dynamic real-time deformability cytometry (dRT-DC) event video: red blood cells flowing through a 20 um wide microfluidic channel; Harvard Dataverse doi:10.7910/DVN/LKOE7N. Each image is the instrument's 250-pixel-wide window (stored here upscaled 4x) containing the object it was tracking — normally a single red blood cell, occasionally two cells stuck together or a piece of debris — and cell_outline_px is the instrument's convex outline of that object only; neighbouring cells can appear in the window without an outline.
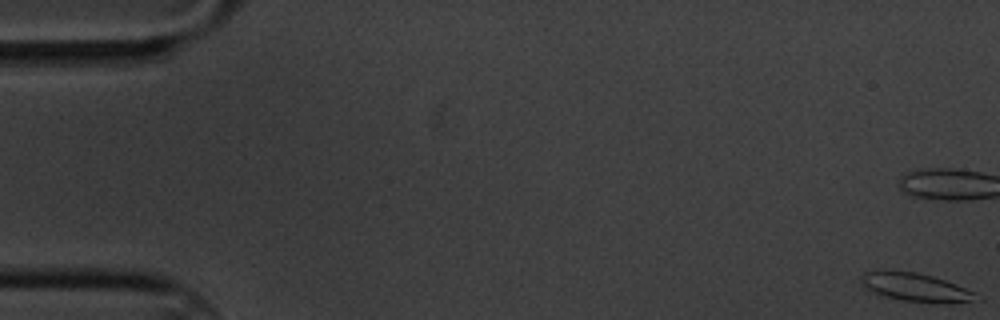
{"species": "common noctule bat (a hibernating species)", "species_latin": "Nyctalus noctula", "temperature_condition": "cold", "stored_images_in_passage": 51, "segment_of_instrument_passage": [1, 2], "camera_frame_rate_fps": 3000, "um_per_image_px": 0.085, "animal": {"sex": "male", "body_mass_g": 20.1, "forearm_length_mm": 53.5}, "frame": {"image": 1, "passage_image": 1, "time_ms": 0.0, "image_size_px": [1000, 320], "cell_outline_px": [[976, 296], [972, 300], [944, 304], [904, 300], [884, 296], [868, 288], [860, 280], [860, 276], [864, 272], [912, 272], [932, 276], [956, 284], [972, 292]], "centroid_in_image_um": [77.83, 24.44], "position_along_channel_um": 7.2, "area_um2": 18.03}}
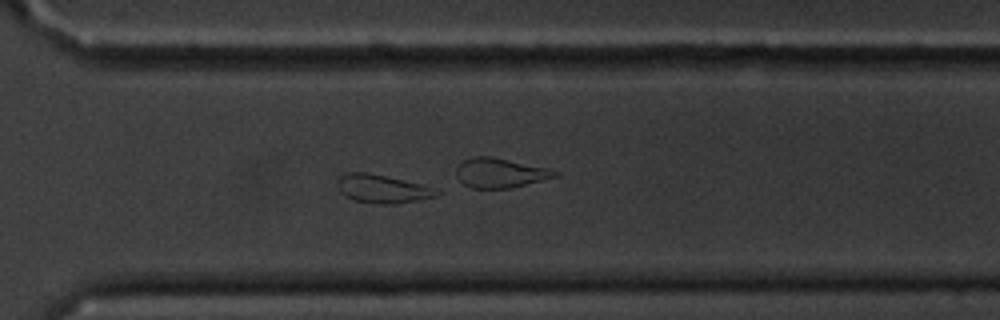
{"frame": {"image": 2, "passage_image": 44, "time_ms": 14.333, "image_size_px": [1000, 320], "cell_outline_px": [[444, 192], [436, 196], [416, 200], [392, 204], [372, 204], [356, 200], [344, 196], [340, 192], [336, 180], [340, 176], [348, 172], [368, 172], [440, 188]], "centroid_in_image_um": [32.54, 16.04], "position_along_channel_um": 338.1, "area_um2": 16.65}}